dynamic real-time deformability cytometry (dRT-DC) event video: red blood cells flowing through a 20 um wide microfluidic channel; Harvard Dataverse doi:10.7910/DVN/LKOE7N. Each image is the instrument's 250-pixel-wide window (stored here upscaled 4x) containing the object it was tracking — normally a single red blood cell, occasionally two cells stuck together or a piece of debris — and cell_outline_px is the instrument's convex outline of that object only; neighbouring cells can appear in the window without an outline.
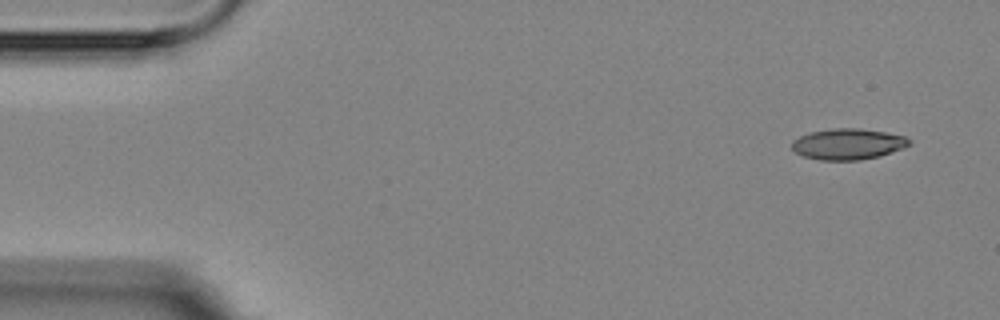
{"species": "Egyptian fruit bat (a non-hibernating species)", "species_latin": "Rousettus aegyptiacus", "temperature_condition": "room temperature", "stored_images_in_passage": 5, "camera_frame_rate_fps": 3000, "um_per_image_px": 0.085, "animal": {"sex": "female"}, "frame": {"image": 1, "passage_image": 1, "time_ms": 0.0, "image_size_px": [1000, 320], "cell_outline_px": [[912, 144], [880, 156], [860, 160], [820, 160], [804, 156], [796, 152], [792, 148], [792, 140], [800, 136], [812, 132], [832, 128], [860, 128], [884, 132], [904, 136], [912, 140]], "centroid_in_image_um": [72.09, 12.24], "position_along_channel_um": 12.9, "area_um2": 21.1}}
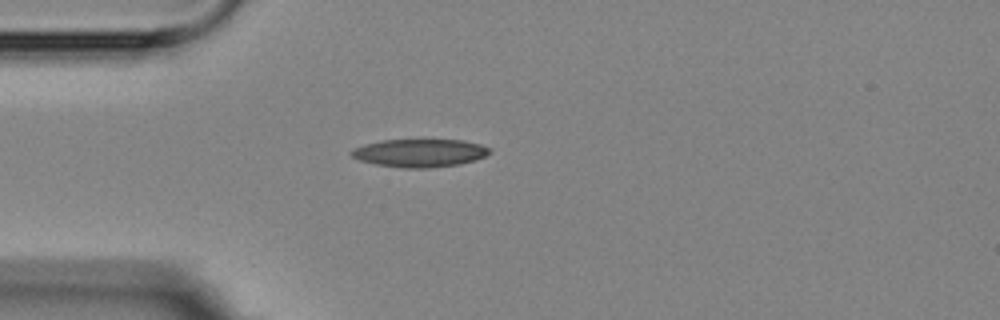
{"frame": {"image": 2, "passage_image": 4, "time_ms": 3.667, "image_size_px": [1000, 320], "cell_outline_px": [[492, 152], [476, 160], [460, 164], [428, 168], [404, 168], [376, 164], [360, 160], [352, 156], [348, 152], [356, 148], [368, 144], [384, 140], [464, 140], [480, 144], [488, 148]], "centroid_in_image_um": [35.72, 13.01], "position_along_channel_um": 49.3, "area_um2": 22.31}}